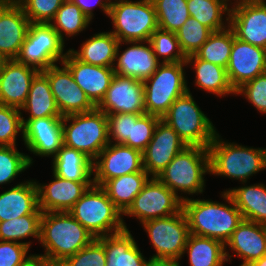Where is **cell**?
Listing matches in <instances>:
<instances>
[{
	"instance_id": "16",
	"label": "cell",
	"mask_w": 266,
	"mask_h": 266,
	"mask_svg": "<svg viewBox=\"0 0 266 266\" xmlns=\"http://www.w3.org/2000/svg\"><path fill=\"white\" fill-rule=\"evenodd\" d=\"M96 108L106 114H145L143 81L115 74Z\"/></svg>"
},
{
	"instance_id": "7",
	"label": "cell",
	"mask_w": 266,
	"mask_h": 266,
	"mask_svg": "<svg viewBox=\"0 0 266 266\" xmlns=\"http://www.w3.org/2000/svg\"><path fill=\"white\" fill-rule=\"evenodd\" d=\"M172 127L187 146L209 148L217 133L212 121L199 108L188 88L161 118Z\"/></svg>"
},
{
	"instance_id": "6",
	"label": "cell",
	"mask_w": 266,
	"mask_h": 266,
	"mask_svg": "<svg viewBox=\"0 0 266 266\" xmlns=\"http://www.w3.org/2000/svg\"><path fill=\"white\" fill-rule=\"evenodd\" d=\"M62 129L63 145L79 150L92 162L110 143L107 115L97 108L86 113L63 116Z\"/></svg>"
},
{
	"instance_id": "24",
	"label": "cell",
	"mask_w": 266,
	"mask_h": 266,
	"mask_svg": "<svg viewBox=\"0 0 266 266\" xmlns=\"http://www.w3.org/2000/svg\"><path fill=\"white\" fill-rule=\"evenodd\" d=\"M38 72L16 59L7 60L0 72V104L21 109Z\"/></svg>"
},
{
	"instance_id": "49",
	"label": "cell",
	"mask_w": 266,
	"mask_h": 266,
	"mask_svg": "<svg viewBox=\"0 0 266 266\" xmlns=\"http://www.w3.org/2000/svg\"><path fill=\"white\" fill-rule=\"evenodd\" d=\"M29 249L23 243L0 240V266H19L26 259Z\"/></svg>"
},
{
	"instance_id": "12",
	"label": "cell",
	"mask_w": 266,
	"mask_h": 266,
	"mask_svg": "<svg viewBox=\"0 0 266 266\" xmlns=\"http://www.w3.org/2000/svg\"><path fill=\"white\" fill-rule=\"evenodd\" d=\"M181 209L182 200L156 177H151L123 216L136 217L140 223H143L174 215Z\"/></svg>"
},
{
	"instance_id": "26",
	"label": "cell",
	"mask_w": 266,
	"mask_h": 266,
	"mask_svg": "<svg viewBox=\"0 0 266 266\" xmlns=\"http://www.w3.org/2000/svg\"><path fill=\"white\" fill-rule=\"evenodd\" d=\"M39 208L36 181L21 182L0 194V222L33 214Z\"/></svg>"
},
{
	"instance_id": "1",
	"label": "cell",
	"mask_w": 266,
	"mask_h": 266,
	"mask_svg": "<svg viewBox=\"0 0 266 266\" xmlns=\"http://www.w3.org/2000/svg\"><path fill=\"white\" fill-rule=\"evenodd\" d=\"M226 203L187 197L182 201L189 227V233L217 239L224 244L242 222L243 216L227 191L221 195Z\"/></svg>"
},
{
	"instance_id": "4",
	"label": "cell",
	"mask_w": 266,
	"mask_h": 266,
	"mask_svg": "<svg viewBox=\"0 0 266 266\" xmlns=\"http://www.w3.org/2000/svg\"><path fill=\"white\" fill-rule=\"evenodd\" d=\"M206 173L210 174L209 149L186 146L156 178L184 201L187 197L179 196L178 191L188 195L203 193Z\"/></svg>"
},
{
	"instance_id": "54",
	"label": "cell",
	"mask_w": 266,
	"mask_h": 266,
	"mask_svg": "<svg viewBox=\"0 0 266 266\" xmlns=\"http://www.w3.org/2000/svg\"><path fill=\"white\" fill-rule=\"evenodd\" d=\"M7 60L8 59L0 53V72L3 69V66Z\"/></svg>"
},
{
	"instance_id": "17",
	"label": "cell",
	"mask_w": 266,
	"mask_h": 266,
	"mask_svg": "<svg viewBox=\"0 0 266 266\" xmlns=\"http://www.w3.org/2000/svg\"><path fill=\"white\" fill-rule=\"evenodd\" d=\"M63 117L25 119L22 116V139L26 148L36 156L53 158L63 146Z\"/></svg>"
},
{
	"instance_id": "18",
	"label": "cell",
	"mask_w": 266,
	"mask_h": 266,
	"mask_svg": "<svg viewBox=\"0 0 266 266\" xmlns=\"http://www.w3.org/2000/svg\"><path fill=\"white\" fill-rule=\"evenodd\" d=\"M229 82L236 91L243 84L266 72V49L235 37L226 67Z\"/></svg>"
},
{
	"instance_id": "53",
	"label": "cell",
	"mask_w": 266,
	"mask_h": 266,
	"mask_svg": "<svg viewBox=\"0 0 266 266\" xmlns=\"http://www.w3.org/2000/svg\"><path fill=\"white\" fill-rule=\"evenodd\" d=\"M248 266H266V258L265 257H261L260 259L253 261Z\"/></svg>"
},
{
	"instance_id": "3",
	"label": "cell",
	"mask_w": 266,
	"mask_h": 266,
	"mask_svg": "<svg viewBox=\"0 0 266 266\" xmlns=\"http://www.w3.org/2000/svg\"><path fill=\"white\" fill-rule=\"evenodd\" d=\"M208 149L210 174L240 180L244 184L250 176L266 169V148L229 143L216 133Z\"/></svg>"
},
{
	"instance_id": "43",
	"label": "cell",
	"mask_w": 266,
	"mask_h": 266,
	"mask_svg": "<svg viewBox=\"0 0 266 266\" xmlns=\"http://www.w3.org/2000/svg\"><path fill=\"white\" fill-rule=\"evenodd\" d=\"M20 132L23 134L21 110L0 104V146H16Z\"/></svg>"
},
{
	"instance_id": "25",
	"label": "cell",
	"mask_w": 266,
	"mask_h": 266,
	"mask_svg": "<svg viewBox=\"0 0 266 266\" xmlns=\"http://www.w3.org/2000/svg\"><path fill=\"white\" fill-rule=\"evenodd\" d=\"M234 251L233 256L243 259L239 266H248L264 256L266 248V225L243 219L225 243Z\"/></svg>"
},
{
	"instance_id": "22",
	"label": "cell",
	"mask_w": 266,
	"mask_h": 266,
	"mask_svg": "<svg viewBox=\"0 0 266 266\" xmlns=\"http://www.w3.org/2000/svg\"><path fill=\"white\" fill-rule=\"evenodd\" d=\"M54 180L48 184L36 182L38 204L42 212L69 211L80 199L93 181H71L53 173Z\"/></svg>"
},
{
	"instance_id": "35",
	"label": "cell",
	"mask_w": 266,
	"mask_h": 266,
	"mask_svg": "<svg viewBox=\"0 0 266 266\" xmlns=\"http://www.w3.org/2000/svg\"><path fill=\"white\" fill-rule=\"evenodd\" d=\"M229 1L230 0H187V9L191 17L208 27L212 32L220 31L229 26L231 9L228 7ZM223 16H226L225 20L227 23L223 21Z\"/></svg>"
},
{
	"instance_id": "42",
	"label": "cell",
	"mask_w": 266,
	"mask_h": 266,
	"mask_svg": "<svg viewBox=\"0 0 266 266\" xmlns=\"http://www.w3.org/2000/svg\"><path fill=\"white\" fill-rule=\"evenodd\" d=\"M156 58L162 63L186 62V57L180 49L177 35L174 32L157 28L149 40ZM160 58V59H159Z\"/></svg>"
},
{
	"instance_id": "8",
	"label": "cell",
	"mask_w": 266,
	"mask_h": 266,
	"mask_svg": "<svg viewBox=\"0 0 266 266\" xmlns=\"http://www.w3.org/2000/svg\"><path fill=\"white\" fill-rule=\"evenodd\" d=\"M108 17L119 42L149 41L158 28L152 0H113Z\"/></svg>"
},
{
	"instance_id": "31",
	"label": "cell",
	"mask_w": 266,
	"mask_h": 266,
	"mask_svg": "<svg viewBox=\"0 0 266 266\" xmlns=\"http://www.w3.org/2000/svg\"><path fill=\"white\" fill-rule=\"evenodd\" d=\"M20 110L30 114L26 119L62 117L52 94L50 82L42 71L33 78L28 97Z\"/></svg>"
},
{
	"instance_id": "34",
	"label": "cell",
	"mask_w": 266,
	"mask_h": 266,
	"mask_svg": "<svg viewBox=\"0 0 266 266\" xmlns=\"http://www.w3.org/2000/svg\"><path fill=\"white\" fill-rule=\"evenodd\" d=\"M53 173L71 181H93V162L82 152L62 146L52 160Z\"/></svg>"
},
{
	"instance_id": "30",
	"label": "cell",
	"mask_w": 266,
	"mask_h": 266,
	"mask_svg": "<svg viewBox=\"0 0 266 266\" xmlns=\"http://www.w3.org/2000/svg\"><path fill=\"white\" fill-rule=\"evenodd\" d=\"M186 64L193 65L195 70V84L200 89L215 94L218 97L234 94L226 68L199 59L195 54L186 57Z\"/></svg>"
},
{
	"instance_id": "39",
	"label": "cell",
	"mask_w": 266,
	"mask_h": 266,
	"mask_svg": "<svg viewBox=\"0 0 266 266\" xmlns=\"http://www.w3.org/2000/svg\"><path fill=\"white\" fill-rule=\"evenodd\" d=\"M158 28L176 33L190 17L187 0H152Z\"/></svg>"
},
{
	"instance_id": "5",
	"label": "cell",
	"mask_w": 266,
	"mask_h": 266,
	"mask_svg": "<svg viewBox=\"0 0 266 266\" xmlns=\"http://www.w3.org/2000/svg\"><path fill=\"white\" fill-rule=\"evenodd\" d=\"M94 238L127 229L123 213L114 205L106 191L91 185L68 211Z\"/></svg>"
},
{
	"instance_id": "10",
	"label": "cell",
	"mask_w": 266,
	"mask_h": 266,
	"mask_svg": "<svg viewBox=\"0 0 266 266\" xmlns=\"http://www.w3.org/2000/svg\"><path fill=\"white\" fill-rule=\"evenodd\" d=\"M65 43L49 23H30L16 60L38 71L61 63L66 57Z\"/></svg>"
},
{
	"instance_id": "29",
	"label": "cell",
	"mask_w": 266,
	"mask_h": 266,
	"mask_svg": "<svg viewBox=\"0 0 266 266\" xmlns=\"http://www.w3.org/2000/svg\"><path fill=\"white\" fill-rule=\"evenodd\" d=\"M186 252L190 266H223L232 257L223 242L194 234L187 238L183 255Z\"/></svg>"
},
{
	"instance_id": "37",
	"label": "cell",
	"mask_w": 266,
	"mask_h": 266,
	"mask_svg": "<svg viewBox=\"0 0 266 266\" xmlns=\"http://www.w3.org/2000/svg\"><path fill=\"white\" fill-rule=\"evenodd\" d=\"M91 21L76 4L65 0L49 24L65 43L64 35L66 37L78 35L88 27Z\"/></svg>"
},
{
	"instance_id": "45",
	"label": "cell",
	"mask_w": 266,
	"mask_h": 266,
	"mask_svg": "<svg viewBox=\"0 0 266 266\" xmlns=\"http://www.w3.org/2000/svg\"><path fill=\"white\" fill-rule=\"evenodd\" d=\"M31 23H50L65 0H15Z\"/></svg>"
},
{
	"instance_id": "44",
	"label": "cell",
	"mask_w": 266,
	"mask_h": 266,
	"mask_svg": "<svg viewBox=\"0 0 266 266\" xmlns=\"http://www.w3.org/2000/svg\"><path fill=\"white\" fill-rule=\"evenodd\" d=\"M161 118L151 114L140 115L132 122L131 138L123 144L143 152L152 139L156 124Z\"/></svg>"
},
{
	"instance_id": "11",
	"label": "cell",
	"mask_w": 266,
	"mask_h": 266,
	"mask_svg": "<svg viewBox=\"0 0 266 266\" xmlns=\"http://www.w3.org/2000/svg\"><path fill=\"white\" fill-rule=\"evenodd\" d=\"M142 225L156 251V255L151 258L181 260L190 234L188 221L182 209L174 215L151 219Z\"/></svg>"
},
{
	"instance_id": "38",
	"label": "cell",
	"mask_w": 266,
	"mask_h": 266,
	"mask_svg": "<svg viewBox=\"0 0 266 266\" xmlns=\"http://www.w3.org/2000/svg\"><path fill=\"white\" fill-rule=\"evenodd\" d=\"M234 32L230 26L214 31L195 55L204 61L226 68L233 46Z\"/></svg>"
},
{
	"instance_id": "46",
	"label": "cell",
	"mask_w": 266,
	"mask_h": 266,
	"mask_svg": "<svg viewBox=\"0 0 266 266\" xmlns=\"http://www.w3.org/2000/svg\"><path fill=\"white\" fill-rule=\"evenodd\" d=\"M58 266H106V253L103 244L95 238L86 247L67 257Z\"/></svg>"
},
{
	"instance_id": "27",
	"label": "cell",
	"mask_w": 266,
	"mask_h": 266,
	"mask_svg": "<svg viewBox=\"0 0 266 266\" xmlns=\"http://www.w3.org/2000/svg\"><path fill=\"white\" fill-rule=\"evenodd\" d=\"M97 239L105 248L106 266H143L146 262L128 228Z\"/></svg>"
},
{
	"instance_id": "15",
	"label": "cell",
	"mask_w": 266,
	"mask_h": 266,
	"mask_svg": "<svg viewBox=\"0 0 266 266\" xmlns=\"http://www.w3.org/2000/svg\"><path fill=\"white\" fill-rule=\"evenodd\" d=\"M62 66L55 64L42 71L50 82L51 91L61 116L94 110L96 106L76 84L70 70L64 64Z\"/></svg>"
},
{
	"instance_id": "2",
	"label": "cell",
	"mask_w": 266,
	"mask_h": 266,
	"mask_svg": "<svg viewBox=\"0 0 266 266\" xmlns=\"http://www.w3.org/2000/svg\"><path fill=\"white\" fill-rule=\"evenodd\" d=\"M95 238L69 212H43L40 244L43 254L57 266Z\"/></svg>"
},
{
	"instance_id": "32",
	"label": "cell",
	"mask_w": 266,
	"mask_h": 266,
	"mask_svg": "<svg viewBox=\"0 0 266 266\" xmlns=\"http://www.w3.org/2000/svg\"><path fill=\"white\" fill-rule=\"evenodd\" d=\"M243 219L266 225V186L258 183L226 190Z\"/></svg>"
},
{
	"instance_id": "52",
	"label": "cell",
	"mask_w": 266,
	"mask_h": 266,
	"mask_svg": "<svg viewBox=\"0 0 266 266\" xmlns=\"http://www.w3.org/2000/svg\"><path fill=\"white\" fill-rule=\"evenodd\" d=\"M180 261L173 259L149 258L143 266H180Z\"/></svg>"
},
{
	"instance_id": "51",
	"label": "cell",
	"mask_w": 266,
	"mask_h": 266,
	"mask_svg": "<svg viewBox=\"0 0 266 266\" xmlns=\"http://www.w3.org/2000/svg\"><path fill=\"white\" fill-rule=\"evenodd\" d=\"M19 266H57L43 254H30Z\"/></svg>"
},
{
	"instance_id": "23",
	"label": "cell",
	"mask_w": 266,
	"mask_h": 266,
	"mask_svg": "<svg viewBox=\"0 0 266 266\" xmlns=\"http://www.w3.org/2000/svg\"><path fill=\"white\" fill-rule=\"evenodd\" d=\"M61 64H64L70 70L76 84L97 106L107 93V89L115 75L113 67H101L84 63L69 50Z\"/></svg>"
},
{
	"instance_id": "50",
	"label": "cell",
	"mask_w": 266,
	"mask_h": 266,
	"mask_svg": "<svg viewBox=\"0 0 266 266\" xmlns=\"http://www.w3.org/2000/svg\"><path fill=\"white\" fill-rule=\"evenodd\" d=\"M72 3L76 4L82 12L89 17L91 20L94 17L93 14V6L99 5L101 10L105 13V15H109V9L112 4V0H70ZM95 4V5H94Z\"/></svg>"
},
{
	"instance_id": "9",
	"label": "cell",
	"mask_w": 266,
	"mask_h": 266,
	"mask_svg": "<svg viewBox=\"0 0 266 266\" xmlns=\"http://www.w3.org/2000/svg\"><path fill=\"white\" fill-rule=\"evenodd\" d=\"M186 62L161 63L144 84V107L147 114L162 118L171 104L188 92Z\"/></svg>"
},
{
	"instance_id": "13",
	"label": "cell",
	"mask_w": 266,
	"mask_h": 266,
	"mask_svg": "<svg viewBox=\"0 0 266 266\" xmlns=\"http://www.w3.org/2000/svg\"><path fill=\"white\" fill-rule=\"evenodd\" d=\"M234 3L230 2L229 26L235 37L266 49L265 0H236Z\"/></svg>"
},
{
	"instance_id": "20",
	"label": "cell",
	"mask_w": 266,
	"mask_h": 266,
	"mask_svg": "<svg viewBox=\"0 0 266 266\" xmlns=\"http://www.w3.org/2000/svg\"><path fill=\"white\" fill-rule=\"evenodd\" d=\"M30 23L15 0H0V53L8 60L18 57Z\"/></svg>"
},
{
	"instance_id": "40",
	"label": "cell",
	"mask_w": 266,
	"mask_h": 266,
	"mask_svg": "<svg viewBox=\"0 0 266 266\" xmlns=\"http://www.w3.org/2000/svg\"><path fill=\"white\" fill-rule=\"evenodd\" d=\"M32 164L33 158L19 152L16 146H0V185L11 183Z\"/></svg>"
},
{
	"instance_id": "14",
	"label": "cell",
	"mask_w": 266,
	"mask_h": 266,
	"mask_svg": "<svg viewBox=\"0 0 266 266\" xmlns=\"http://www.w3.org/2000/svg\"><path fill=\"white\" fill-rule=\"evenodd\" d=\"M144 170L143 152L124 144L109 143L93 161V183L102 186L107 180Z\"/></svg>"
},
{
	"instance_id": "48",
	"label": "cell",
	"mask_w": 266,
	"mask_h": 266,
	"mask_svg": "<svg viewBox=\"0 0 266 266\" xmlns=\"http://www.w3.org/2000/svg\"><path fill=\"white\" fill-rule=\"evenodd\" d=\"M236 95L245 96L260 113L266 114V72L243 84L235 91Z\"/></svg>"
},
{
	"instance_id": "33",
	"label": "cell",
	"mask_w": 266,
	"mask_h": 266,
	"mask_svg": "<svg viewBox=\"0 0 266 266\" xmlns=\"http://www.w3.org/2000/svg\"><path fill=\"white\" fill-rule=\"evenodd\" d=\"M151 177L145 170L107 180L101 187L114 205L124 213Z\"/></svg>"
},
{
	"instance_id": "21",
	"label": "cell",
	"mask_w": 266,
	"mask_h": 266,
	"mask_svg": "<svg viewBox=\"0 0 266 266\" xmlns=\"http://www.w3.org/2000/svg\"><path fill=\"white\" fill-rule=\"evenodd\" d=\"M131 45L119 53L121 45ZM147 43V45H146ZM113 70L115 74L144 81L148 79L162 63L156 58L149 41L119 42L116 50Z\"/></svg>"
},
{
	"instance_id": "41",
	"label": "cell",
	"mask_w": 266,
	"mask_h": 266,
	"mask_svg": "<svg viewBox=\"0 0 266 266\" xmlns=\"http://www.w3.org/2000/svg\"><path fill=\"white\" fill-rule=\"evenodd\" d=\"M211 33L208 27L190 16L176 32L180 49L185 57L194 55L208 40Z\"/></svg>"
},
{
	"instance_id": "28",
	"label": "cell",
	"mask_w": 266,
	"mask_h": 266,
	"mask_svg": "<svg viewBox=\"0 0 266 266\" xmlns=\"http://www.w3.org/2000/svg\"><path fill=\"white\" fill-rule=\"evenodd\" d=\"M118 39L112 32H100L81 44L80 50L69 51L80 61L101 67L115 64Z\"/></svg>"
},
{
	"instance_id": "19",
	"label": "cell",
	"mask_w": 266,
	"mask_h": 266,
	"mask_svg": "<svg viewBox=\"0 0 266 266\" xmlns=\"http://www.w3.org/2000/svg\"><path fill=\"white\" fill-rule=\"evenodd\" d=\"M186 146L175 130L160 119L151 141L143 151L144 170L151 177H157Z\"/></svg>"
},
{
	"instance_id": "36",
	"label": "cell",
	"mask_w": 266,
	"mask_h": 266,
	"mask_svg": "<svg viewBox=\"0 0 266 266\" xmlns=\"http://www.w3.org/2000/svg\"><path fill=\"white\" fill-rule=\"evenodd\" d=\"M42 214L38 208L33 214L0 222V240L23 243L30 248L32 242H20V239L32 237L40 241Z\"/></svg>"
},
{
	"instance_id": "47",
	"label": "cell",
	"mask_w": 266,
	"mask_h": 266,
	"mask_svg": "<svg viewBox=\"0 0 266 266\" xmlns=\"http://www.w3.org/2000/svg\"><path fill=\"white\" fill-rule=\"evenodd\" d=\"M106 115L110 143L123 144L128 138H131L132 122H135L141 114L117 113Z\"/></svg>"
}]
</instances>
